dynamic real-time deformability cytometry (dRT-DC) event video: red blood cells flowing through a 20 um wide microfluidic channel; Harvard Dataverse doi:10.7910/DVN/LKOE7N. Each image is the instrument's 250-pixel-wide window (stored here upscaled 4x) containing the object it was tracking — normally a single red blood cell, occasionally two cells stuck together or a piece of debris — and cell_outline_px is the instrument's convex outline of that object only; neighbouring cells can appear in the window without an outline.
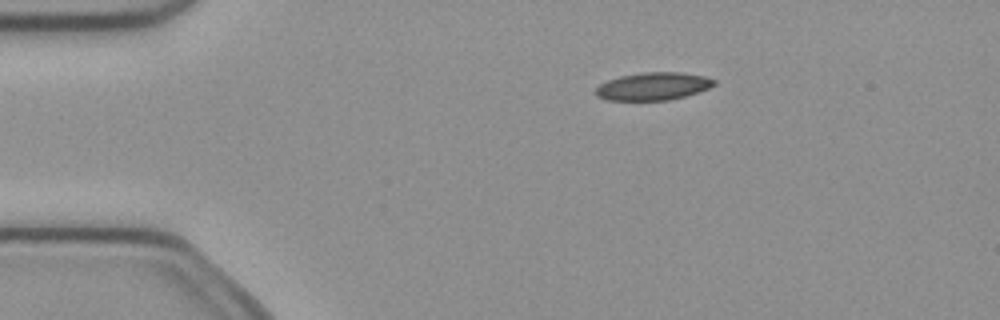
{"species": "common noctule bat (a hibernating species)", "species_latin": "Nyctalus noctula", "temperature_condition": "cold", "stored_images_in_passage": 3, "camera_frame_rate_fps": 3000, "um_per_image_px": 0.085, "animal": {"sex": "female", "body_mass_g": 21.9}, "frame": {"image": 1, "passage_image": 1, "time_ms": 0.0, "image_size_px": [1000, 320], "cell_outline_px": [[716, 84], [708, 88], [684, 96], [668, 100], [608, 100], [596, 96], [596, 88], [600, 84], [608, 80], [620, 76], [640, 72], [680, 72], [704, 76], [716, 80]], "centroid_in_image_um": [55.5, 7.32], "position_along_channel_um": 29.5, "area_um2": 19.02}}